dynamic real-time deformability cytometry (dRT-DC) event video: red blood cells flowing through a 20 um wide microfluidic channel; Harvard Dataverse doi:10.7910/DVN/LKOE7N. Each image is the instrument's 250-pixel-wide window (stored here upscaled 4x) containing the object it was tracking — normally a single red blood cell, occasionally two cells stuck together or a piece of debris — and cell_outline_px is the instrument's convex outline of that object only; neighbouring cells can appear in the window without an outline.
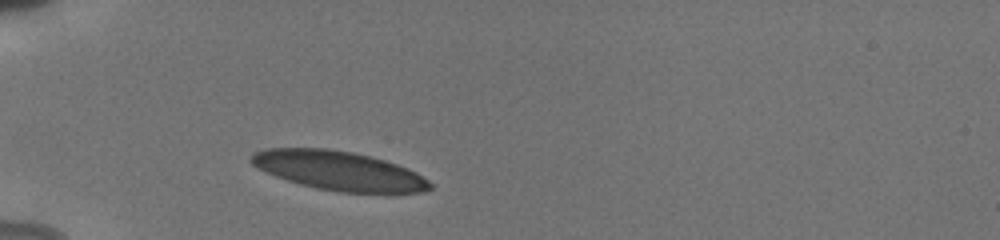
{"species": "human", "species_latin": "Homo sapiens", "temperature_condition": "cold", "stored_images_in_passage": 31, "camera_frame_rate_fps": 3000, "um_per_image_px": 0.085, "donor": {"sex": "male"}, "frame": {"image": 1, "passage_image": 1, "time_ms": 0.0, "image_size_px": [1000, 240], "cell_outline_px": [[432, 188], [424, 192], [340, 192], [316, 188], [300, 184], [276, 176], [252, 164], [248, 160], [248, 156], [264, 148], [328, 148], [352, 152], [384, 160], [408, 168], [416, 172], [428, 180], [432, 184]], "centroid_in_image_um": [28.78, 14.5], "position_along_channel_um": 56.2, "area_um2": 40.46}}
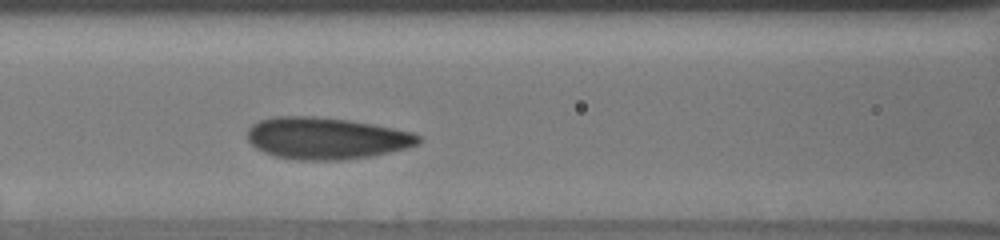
{"frame": {"image": 2, "passage_image": 9, "time_ms": 2.667, "image_size_px": [1000, 240], "cell_outline_px": [[420, 144], [408, 148], [372, 156], [344, 160], [296, 160], [276, 156], [264, 152], [256, 148], [248, 140], [248, 128], [252, 124], [260, 120], [276, 116], [312, 116], [348, 120], [372, 124], [412, 132], [420, 136]], "centroid_in_image_um": [27.74, 11.76], "position_along_channel_um": 138.9, "area_um2": 41.73}}
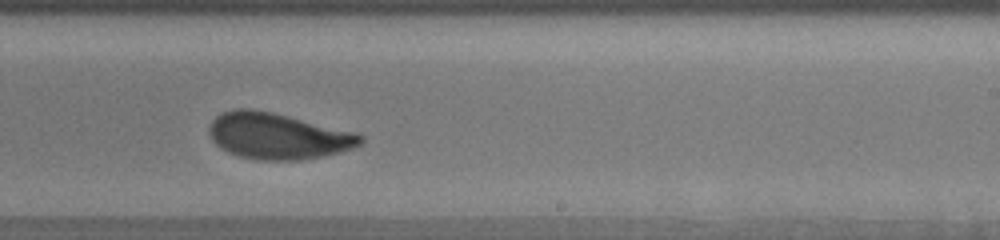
{"frame": {"image": 3, "passage_image": 19, "time_ms": 6.0, "image_size_px": [1000, 240], "cell_outline_px": [[364, 140], [360, 144], [352, 148], [340, 152], [324, 156], [300, 160], [256, 160], [240, 156], [228, 152], [220, 148], [212, 140], [208, 128], [212, 120], [216, 116], [224, 112], [236, 108], [252, 108], [272, 112], [352, 132], [364, 136]], "centroid_in_image_um": [23.57, 11.57], "position_along_channel_um": 265.4, "area_um2": 40.46}, "authors_computed_cell_mechanics": {"area_um2": 40.5756, "velocity_mm_per_s": 3.8134, "shape_relaxation_time_tau1_ms": 3.0483, "shape_relaxation_time_tau2_ms": 0.779, "deformation_change_tau1": 0.1393, "deformation_change_tau2": 0.0667}}